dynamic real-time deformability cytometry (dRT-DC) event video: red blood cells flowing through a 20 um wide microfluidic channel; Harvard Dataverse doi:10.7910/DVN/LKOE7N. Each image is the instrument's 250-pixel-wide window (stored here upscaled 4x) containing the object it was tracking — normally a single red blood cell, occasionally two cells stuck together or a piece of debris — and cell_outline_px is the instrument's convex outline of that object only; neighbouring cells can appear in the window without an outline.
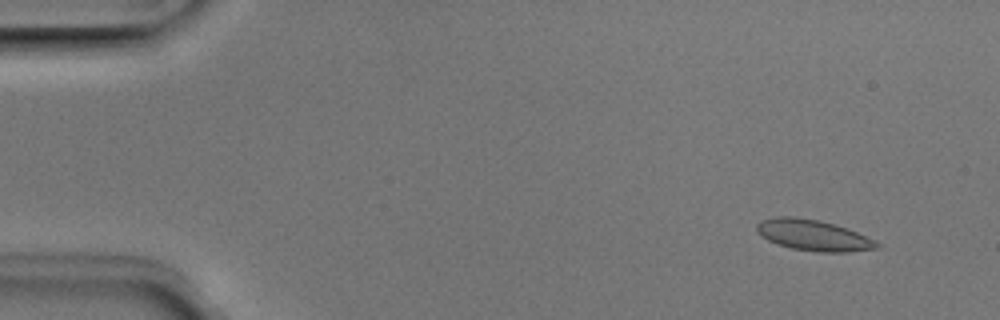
{"species": "Egyptian fruit bat (a non-hibernating species)", "species_latin": "Rousettus aegyptiacus", "temperature_condition": "room temperature", "stored_images_in_passage": 51, "camera_frame_rate_fps": 3000, "um_per_image_px": 0.085, "animal": {"sex": "male"}, "frame": {"image": 1, "passage_image": 4, "time_ms": 1.0, "image_size_px": [1000, 320], "cell_outline_px": [[880, 248], [848, 252], [820, 252], [792, 248], [768, 240], [756, 232], [756, 224], [760, 220], [776, 216], [792, 216], [820, 220], [856, 232], [880, 244]], "centroid_in_image_um": [69.08, 19.99], "position_along_channel_um": 15.9, "area_um2": 21.39}}
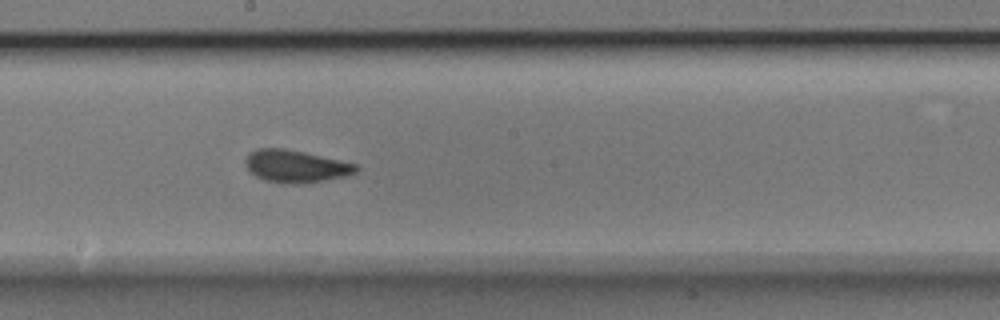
{"frame": {"image": 2, "passage_image": 28, "time_ms": 9.0, "image_size_px": [1000, 320], "cell_outline_px": [[360, 168], [356, 172], [344, 176], [304, 184], [288, 184], [264, 180], [256, 176], [244, 164], [244, 160], [256, 148], [284, 148], [304, 152], [340, 160], [356, 164]], "centroid_in_image_um": [25.13, 14.13], "position_along_channel_um": 223.1, "area_um2": 20.81}}
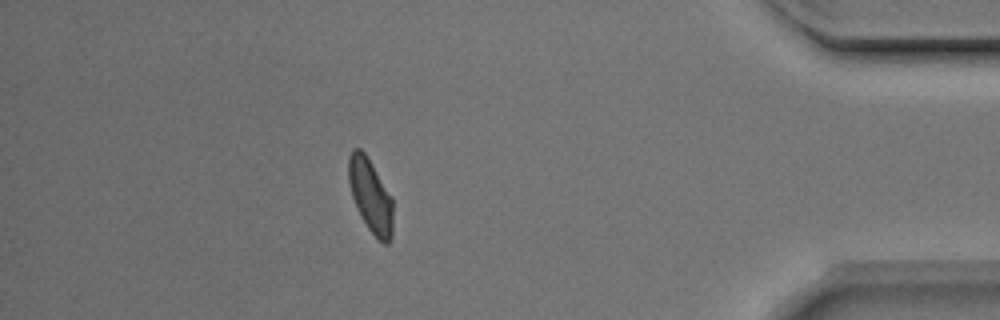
{"frame": {"image": 3, "passage_image": 45, "time_ms": 14.667, "image_size_px": [1000, 320], "cell_outline_px": [[392, 236], [388, 244], [384, 244], [368, 228], [352, 196], [348, 180], [348, 156], [352, 148], [360, 148], [364, 152], [392, 196]], "centroid_in_image_um": [31.49, 16.59], "position_along_channel_um": 403.7, "area_um2": 18.73}, "authors_computed_cell_mechanics": {"area_um2": 20.23, "velocity_mm_per_s": 3.9461, "shape_relaxation_time_tau1_ms": 3.3071, "shape_relaxation_time_tau2_ms": 0.8914, "deformation_change_tau1": 0.1063, "deformation_change_tau2": 0.0482}}